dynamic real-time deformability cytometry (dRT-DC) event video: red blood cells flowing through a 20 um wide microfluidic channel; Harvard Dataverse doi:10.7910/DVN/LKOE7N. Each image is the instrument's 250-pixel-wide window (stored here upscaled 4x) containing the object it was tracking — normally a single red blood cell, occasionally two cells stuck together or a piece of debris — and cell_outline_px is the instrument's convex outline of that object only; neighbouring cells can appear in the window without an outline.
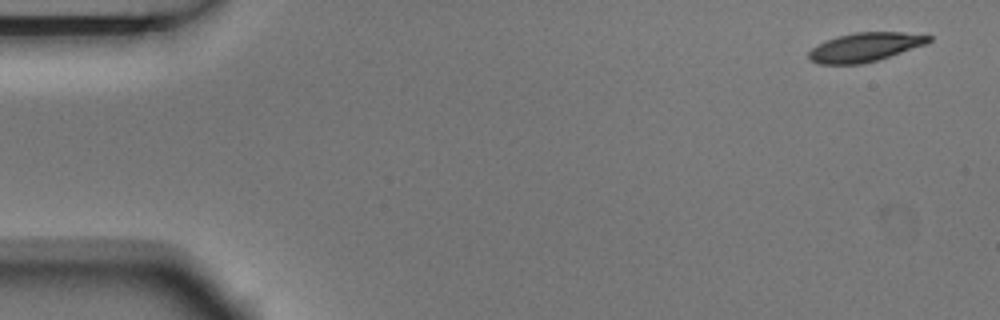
{"species": "Egyptian fruit bat (a non-hibernating species)", "species_latin": "Rousettus aegyptiacus", "temperature_condition": "room temperature", "stored_images_in_passage": 3, "camera_frame_rate_fps": 3000, "um_per_image_px": 0.085, "animal": {"sex": "male"}, "frame": {"image": 1, "passage_image": 1, "time_ms": 0.0, "image_size_px": [1000, 320], "cell_outline_px": [[932, 40], [924, 44], [876, 60], [860, 64], [816, 64], [808, 60], [808, 52], [812, 48], [828, 40], [840, 36], [856, 32], [900, 32], [932, 36]], "centroid_in_image_um": [73.47, 4.01], "position_along_channel_um": 11.5, "area_um2": 19.77}}
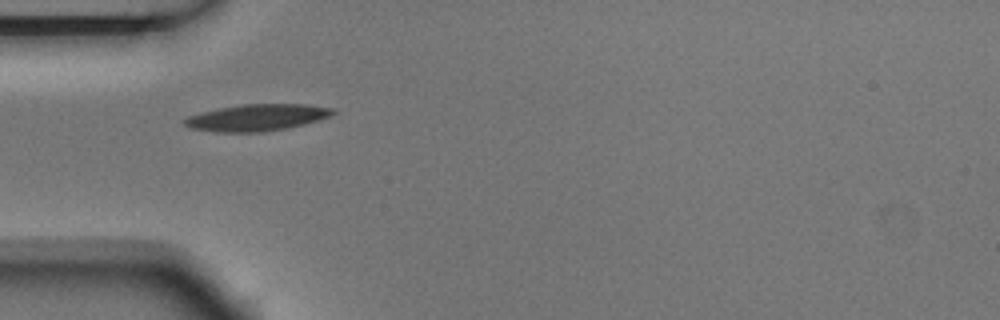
{"frame": {"image": 2, "passage_image": 3, "time_ms": 0.667, "image_size_px": [1000, 320], "cell_outline_px": [[336, 112], [332, 116], [304, 124], [288, 128], [260, 132], [220, 132], [192, 128], [184, 124], [180, 120], [188, 116], [200, 112], [240, 104], [308, 104], [336, 108]], "centroid_in_image_um": [21.87, 9.98], "position_along_channel_um": 63.1, "area_um2": 23.24}}